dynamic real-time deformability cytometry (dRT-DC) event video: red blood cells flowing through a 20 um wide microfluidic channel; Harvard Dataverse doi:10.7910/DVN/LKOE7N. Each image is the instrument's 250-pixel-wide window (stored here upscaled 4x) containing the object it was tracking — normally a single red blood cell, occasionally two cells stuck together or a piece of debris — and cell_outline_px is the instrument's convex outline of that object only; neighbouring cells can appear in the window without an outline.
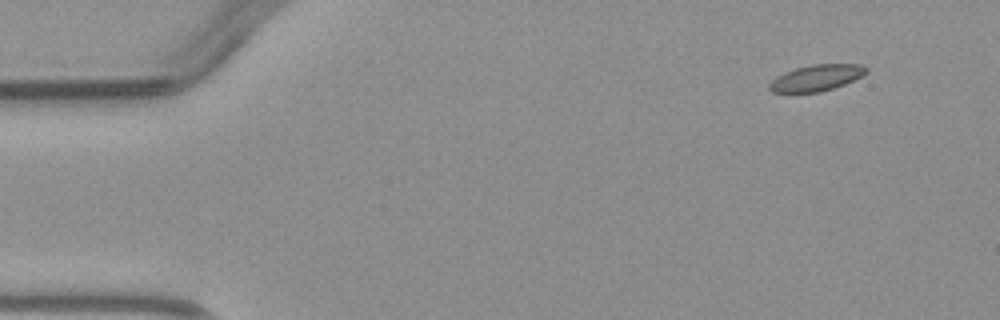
{"species": "common noctule bat (a hibernating species)", "species_latin": "Nyctalus noctula", "temperature_condition": "warm", "stored_images_in_passage": 3, "camera_frame_rate_fps": 3000, "um_per_image_px": 0.085, "animal": {"sex": "male", "body_mass_g": 23.1, "forearm_length_mm": 52.7}, "frame": {"image": 1, "passage_image": 1, "time_ms": 0.0, "image_size_px": [1000, 320], "cell_outline_px": [[868, 72], [844, 84], [820, 92], [772, 92], [768, 88], [768, 84], [776, 76], [784, 72], [796, 68], [812, 64], [860, 64], [868, 68]], "centroid_in_image_um": [69.37, 6.61], "position_along_channel_um": 15.6, "area_um2": 14.68}}
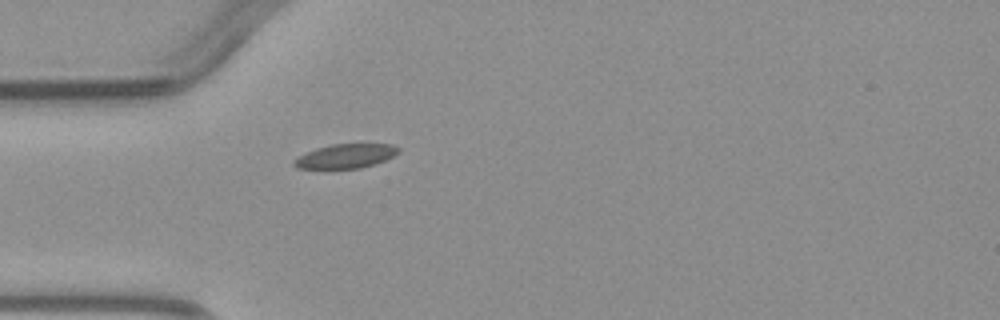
{"frame": {"image": 2, "passage_image": 3, "time_ms": 3.333, "image_size_px": [1000, 320], "cell_outline_px": [[400, 152], [384, 160], [360, 168], [296, 168], [292, 164], [292, 160], [296, 156], [316, 148], [332, 144], [392, 144], [400, 148]], "centroid_in_image_um": [29.33, 13.26], "position_along_channel_um": 55.7, "area_um2": 14.68}}